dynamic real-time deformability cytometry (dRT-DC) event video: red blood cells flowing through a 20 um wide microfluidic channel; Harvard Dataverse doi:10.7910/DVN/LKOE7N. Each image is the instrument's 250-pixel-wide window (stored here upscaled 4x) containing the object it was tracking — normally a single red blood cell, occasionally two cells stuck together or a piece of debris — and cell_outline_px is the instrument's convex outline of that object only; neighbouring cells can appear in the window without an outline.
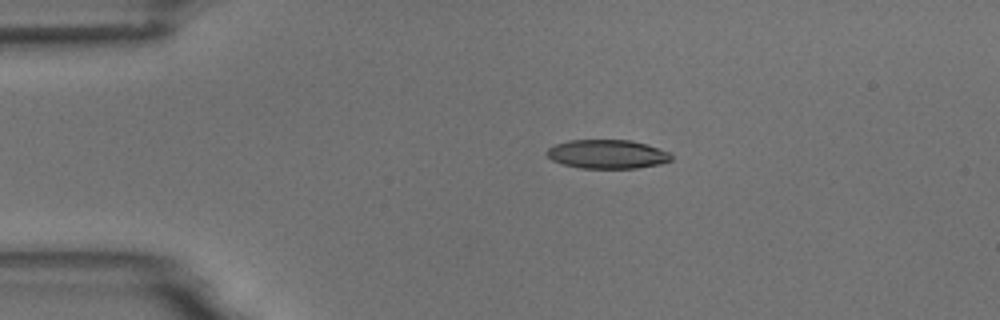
{"species": "common noctule bat (a hibernating species)", "species_latin": "Nyctalus noctula", "temperature_condition": "room temperature", "stored_images_in_passage": 2, "camera_frame_rate_fps": 3000, "um_per_image_px": 0.085, "animal": {"sex": "male", "body_mass_g": 18.8}, "frame": {"image": 1, "passage_image": 1, "time_ms": 0.0, "image_size_px": [1000, 320], "cell_outline_px": [[672, 160], [660, 164], [636, 168], [580, 168], [564, 164], [552, 160], [544, 152], [548, 148], [556, 144], [568, 140], [632, 140], [668, 152], [672, 156]], "centroid_in_image_um": [51.59, 13.1], "position_along_channel_um": 33.4, "area_um2": 20.81}}